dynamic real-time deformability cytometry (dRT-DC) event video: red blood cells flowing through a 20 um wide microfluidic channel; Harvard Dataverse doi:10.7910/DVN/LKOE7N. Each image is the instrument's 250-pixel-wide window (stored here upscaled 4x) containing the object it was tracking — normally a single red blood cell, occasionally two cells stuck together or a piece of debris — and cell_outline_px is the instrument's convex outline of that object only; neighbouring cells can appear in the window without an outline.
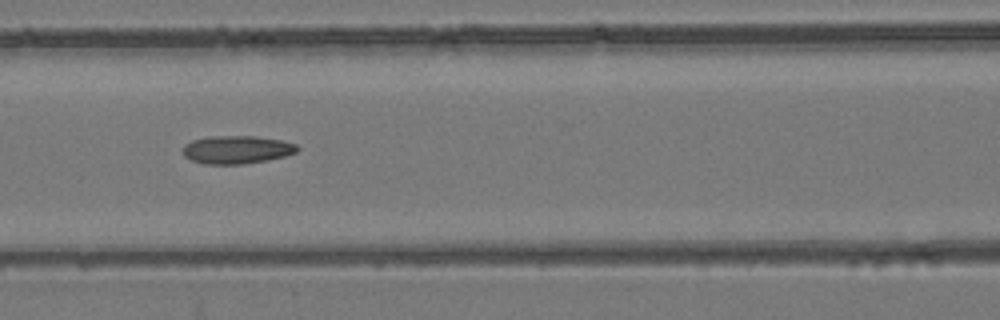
{"species": "common noctule bat (a hibernating species)", "species_latin": "Nyctalus noctula", "temperature_condition": "room temperature", "stored_images_in_passage": 7, "camera_frame_rate_fps": 3000, "um_per_image_px": 0.085, "animal": {"sex": "female", "body_mass_g": 24.6, "forearm_length_mm": 56.2}, "frame": {"image": 1, "passage_image": 5, "time_ms": 4.333, "image_size_px": [1000, 320], "cell_outline_px": [[300, 148], [296, 152], [284, 156], [268, 160], [244, 164], [204, 164], [192, 160], [184, 156], [184, 144], [192, 140], [212, 136], [256, 136], [280, 140], [296, 144]], "centroid_in_image_um": [20.13, 12.72], "position_along_channel_um": 146.5, "area_um2": 18.67}}
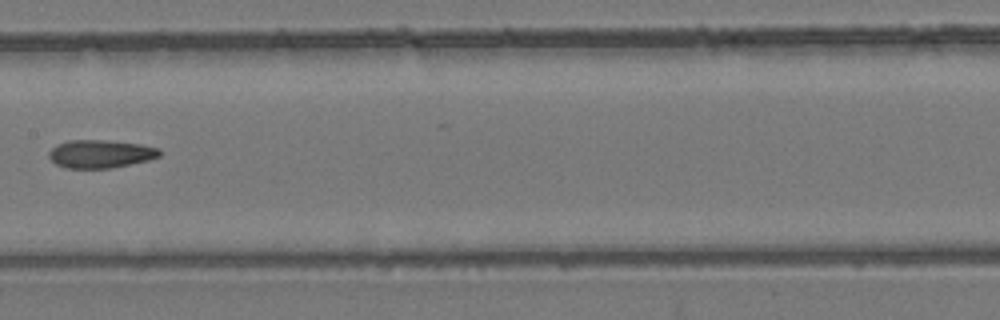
{"frame": {"image": 2, "passage_image": 6, "time_ms": 5.667, "image_size_px": [1000, 320], "cell_outline_px": [[160, 156], [148, 160], [112, 168], [64, 168], [56, 164], [48, 156], [48, 152], [56, 144], [68, 140], [104, 140], [140, 144], [160, 148]], "centroid_in_image_um": [8.52, 13.08], "position_along_channel_um": 198.9, "area_um2": 18.15}}
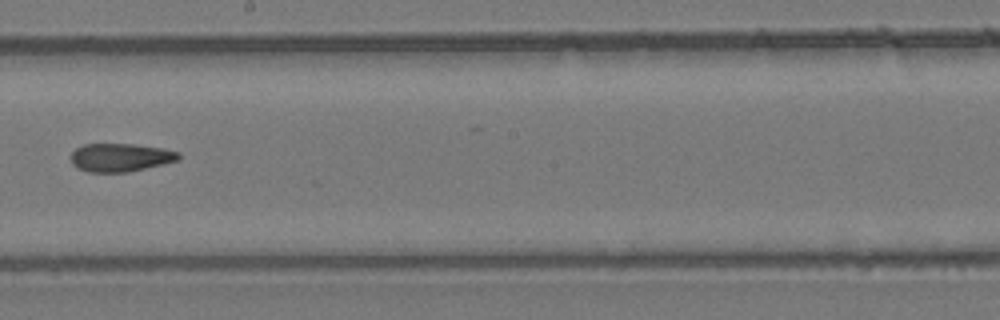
{"frame": {"image": 3, "passage_image": 7, "time_ms": 6.667, "image_size_px": [1000, 320], "cell_outline_px": [[180, 160], [128, 172], [88, 172], [76, 168], [72, 164], [72, 152], [76, 148], [84, 144], [132, 144], [160, 148], [180, 152]], "centroid_in_image_um": [10.23, 13.39], "position_along_channel_um": 238.0, "area_um2": 17.69}}